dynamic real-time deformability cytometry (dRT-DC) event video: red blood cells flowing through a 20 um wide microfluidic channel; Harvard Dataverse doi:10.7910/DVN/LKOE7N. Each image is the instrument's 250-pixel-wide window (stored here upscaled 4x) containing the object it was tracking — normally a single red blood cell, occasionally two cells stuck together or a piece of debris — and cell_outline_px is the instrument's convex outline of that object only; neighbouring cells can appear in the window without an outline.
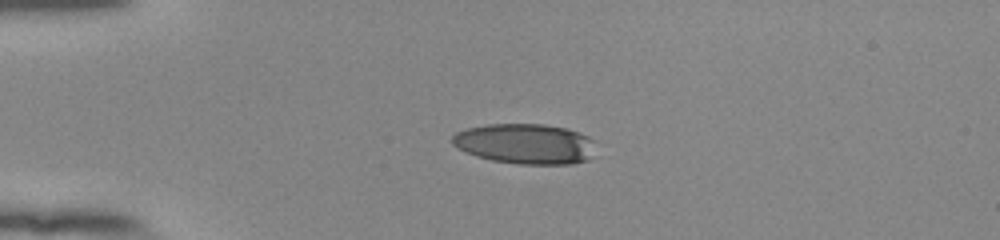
{"species": "human", "species_latin": "Homo sapiens", "temperature_condition": "room temperature", "stored_images_in_passage": 41, "camera_frame_rate_fps": 3000, "um_per_image_px": 0.085, "donor": {"sex": "female"}, "frame": {"image": 1, "passage_image": 1, "time_ms": 0.0, "image_size_px": [1000, 240], "cell_outline_px": [[596, 140], [588, 160], [572, 164], [516, 164], [492, 160], [476, 156], [464, 152], [456, 148], [452, 144], [452, 136], [456, 132], [468, 128], [488, 124], [544, 124], [568, 128], [580, 132]], "centroid_in_image_um": [44.64, 12.22], "position_along_channel_um": 40.4, "area_um2": 33.99}}
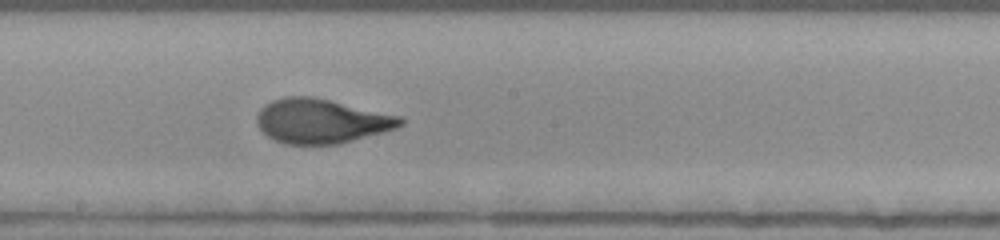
{"frame": {"image": 2, "passage_image": 18, "time_ms": 5.667, "image_size_px": [1000, 240], "cell_outline_px": [[404, 124], [396, 128], [384, 132], [340, 144], [284, 144], [272, 140], [256, 124], [256, 116], [260, 108], [264, 104], [272, 100], [284, 96], [312, 96], [404, 116]], "centroid_in_image_um": [27.32, 10.28], "position_along_channel_um": 220.9, "area_um2": 37.69}}
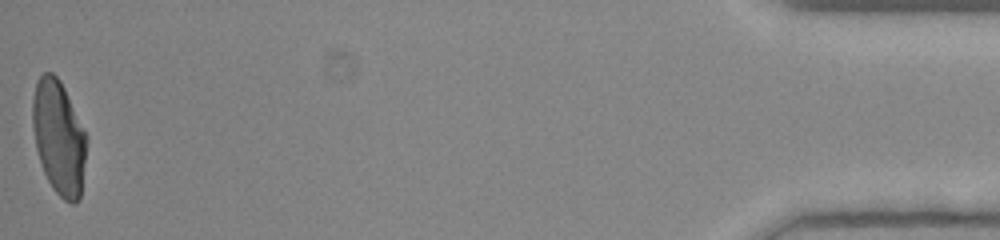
{"frame": {"image": 3, "passage_image": 41, "time_ms": 13.333, "image_size_px": [1000, 240], "cell_outline_px": [[88, 136], [80, 200], [72, 204], [64, 200], [52, 188], [44, 172], [36, 148], [32, 128], [32, 100], [36, 80], [44, 72], [52, 72], [60, 80]], "centroid_in_image_um": [5.0, 11.68], "position_along_channel_um": 430.2, "area_um2": 36.13}, "authors_computed_cell_mechanics": {"area_um2": 36.414, "velocity_mm_per_s": 3.8902, "shape_relaxation_time_tau1_ms": 6.2203, "shape_relaxation_time_tau2_ms": 0.8888, "deformation_change_tau1": 0.26, "deformation_change_tau2": 0.068}}